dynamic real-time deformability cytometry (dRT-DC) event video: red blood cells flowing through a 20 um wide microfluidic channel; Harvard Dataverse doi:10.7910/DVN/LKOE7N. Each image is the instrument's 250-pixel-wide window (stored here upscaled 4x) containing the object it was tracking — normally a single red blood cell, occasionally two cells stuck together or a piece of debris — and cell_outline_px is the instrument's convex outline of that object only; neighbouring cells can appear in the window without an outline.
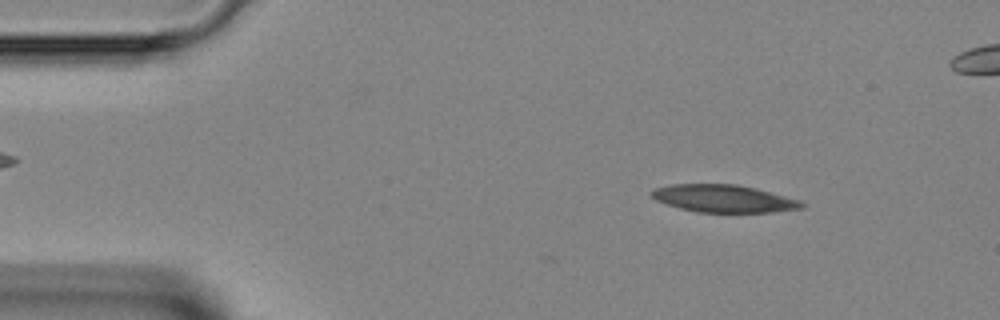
{"species": "Egyptian fruit bat (a non-hibernating species)", "species_latin": "Rousettus aegyptiacus", "temperature_condition": "room temperature", "stored_images_in_passage": 43, "segment_of_instrument_passage": [1, 2], "camera_frame_rate_fps": 3000, "um_per_image_px": 0.085, "animal": {"sex": "female"}, "frame": {"image": 1, "passage_image": 3, "time_ms": 0.667, "image_size_px": [1000, 320], "cell_outline_px": [[808, 204], [804, 208], [772, 212], [696, 212], [680, 208], [656, 200], [652, 196], [652, 192], [656, 188], [672, 184], [736, 184], [756, 188], [800, 200]], "centroid_in_image_um": [61.58, 16.88], "position_along_channel_um": 23.4, "area_um2": 23.99}}
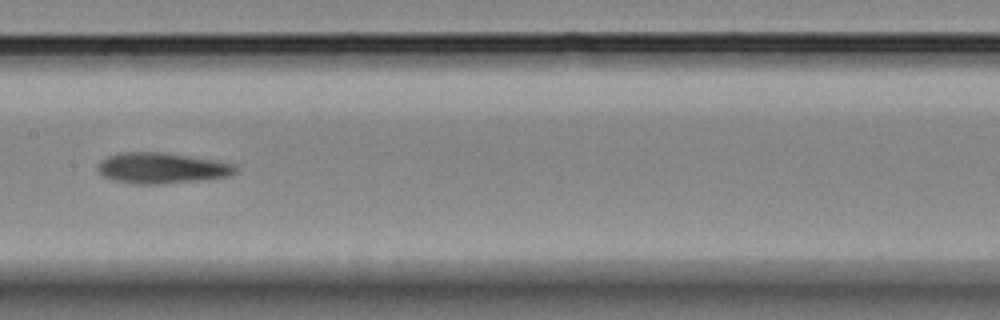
{"frame": {"image": 2, "passage_image": 19, "time_ms": 6.0, "image_size_px": [1000, 320], "cell_outline_px": [[236, 172], [228, 176], [164, 184], [132, 184], [112, 180], [104, 176], [96, 168], [100, 160], [108, 156], [120, 152], [160, 152], [216, 160], [236, 164]], "centroid_in_image_um": [13.71, 14.28], "position_along_channel_um": 193.7, "area_um2": 24.68}}
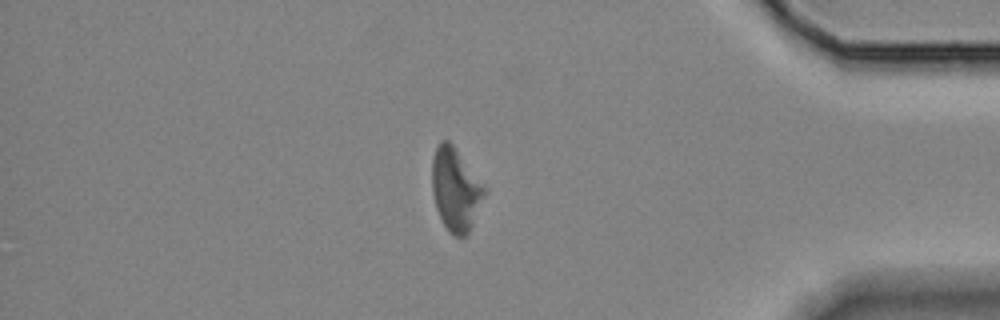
{"frame": {"image": 3, "passage_image": 35, "time_ms": 11.333, "image_size_px": [1000, 320], "cell_outline_px": [[484, 196], [472, 224], [468, 232], [464, 236], [452, 236], [448, 232], [436, 208], [432, 192], [432, 160], [436, 148], [440, 140], [448, 140], [452, 144], [484, 184]], "centroid_in_image_um": [38.7, 16.09], "position_along_channel_um": 396.5, "area_um2": 24.91}}